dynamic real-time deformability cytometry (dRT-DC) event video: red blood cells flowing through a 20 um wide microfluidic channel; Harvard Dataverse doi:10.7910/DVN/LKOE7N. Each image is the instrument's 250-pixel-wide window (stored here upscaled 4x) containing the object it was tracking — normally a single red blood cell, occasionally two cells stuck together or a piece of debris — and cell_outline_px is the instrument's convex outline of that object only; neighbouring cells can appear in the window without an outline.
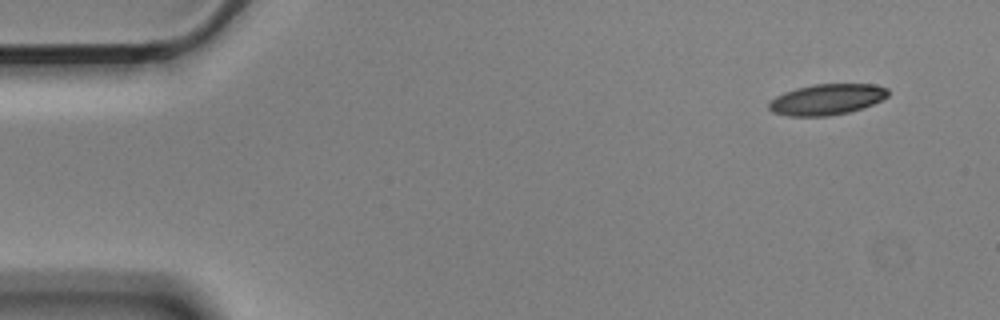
{"species": "Egyptian fruit bat (a non-hibernating species)", "species_latin": "Rousettus aegyptiacus", "temperature_condition": "cold", "stored_images_in_passage": 2, "camera_frame_rate_fps": 3000, "um_per_image_px": 0.085, "animal": {"sex": "male"}, "frame": {"image": 1, "passage_image": 2, "time_ms": 0.333, "image_size_px": [1000, 320], "cell_outline_px": [[888, 96], [872, 104], [848, 112], [828, 116], [788, 116], [772, 112], [768, 108], [768, 104], [776, 96], [784, 92], [796, 88], [812, 84], [872, 84], [888, 88]], "centroid_in_image_um": [70.25, 8.45], "position_along_channel_um": 14.8, "area_um2": 21.33}}